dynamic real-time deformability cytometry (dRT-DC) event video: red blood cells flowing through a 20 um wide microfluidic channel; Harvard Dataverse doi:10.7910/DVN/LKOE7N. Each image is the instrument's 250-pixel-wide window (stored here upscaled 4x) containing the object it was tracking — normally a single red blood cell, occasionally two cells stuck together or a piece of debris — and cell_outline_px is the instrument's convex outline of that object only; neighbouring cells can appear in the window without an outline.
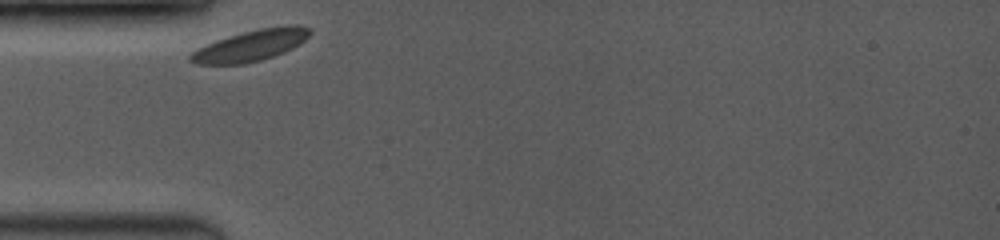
{"species": "common noctule bat (a hibernating species)", "species_latin": "Nyctalus noctula", "temperature_condition": "room temperature", "stored_images_in_passage": 26, "camera_frame_rate_fps": 3500, "um_per_image_px": 0.085, "animal": {"sex": "female", "body_mass_g": 19.0, "forearm_length_mm": 53.3}, "frame": {"image": 1, "passage_image": 1, "time_ms": 0.0, "image_size_px": [1000, 240], "cell_outline_px": [[312, 32], [304, 40], [292, 48], [284, 52], [260, 60], [244, 64], [196, 64], [188, 60], [188, 56], [196, 48], [216, 40], [244, 32], [260, 28], [288, 24], [300, 24], [308, 28]], "centroid_in_image_um": [21.3, 3.86], "position_along_channel_um": 63.7, "area_um2": 21.62}}
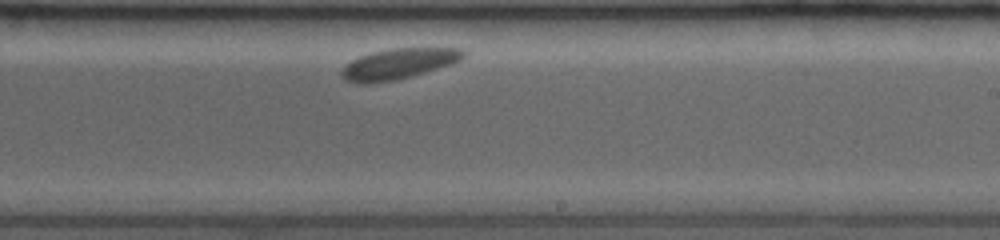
{"frame": {"image": 2, "passage_image": 15, "time_ms": 5.429, "image_size_px": [1000, 240], "cell_outline_px": [[468, 52], [460, 60], [452, 64], [412, 76], [396, 80], [372, 84], [360, 84], [348, 80], [340, 76], [340, 72], [344, 64], [360, 56], [372, 52], [392, 48], [460, 48]], "centroid_in_image_um": [33.86, 5.43], "position_along_channel_um": 255.1, "area_um2": 21.91}}
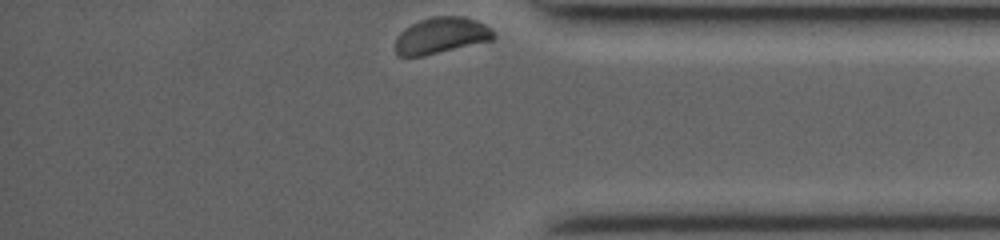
{"frame": {"image": 3, "passage_image": 26, "time_ms": 9.429, "image_size_px": [1000, 240], "cell_outline_px": [[496, 36], [492, 40], [424, 56], [400, 56], [396, 52], [396, 36], [404, 28], [420, 20], [432, 16], [464, 16], [476, 20], [492, 28], [496, 32]], "centroid_in_image_um": [37.52, 3.01], "position_along_channel_um": 397.7, "area_um2": 20.87}, "authors_computed_cell_mechanics": {"area_um2": 21.8195, "velocity_mm_per_s": 3.5714, "shape_relaxation_time_tau1_ms": 0.8967, "shape_relaxation_time_tau2_ms": null, "deformation_change_tau1": 0.0304, "deformation_change_tau2": null}}